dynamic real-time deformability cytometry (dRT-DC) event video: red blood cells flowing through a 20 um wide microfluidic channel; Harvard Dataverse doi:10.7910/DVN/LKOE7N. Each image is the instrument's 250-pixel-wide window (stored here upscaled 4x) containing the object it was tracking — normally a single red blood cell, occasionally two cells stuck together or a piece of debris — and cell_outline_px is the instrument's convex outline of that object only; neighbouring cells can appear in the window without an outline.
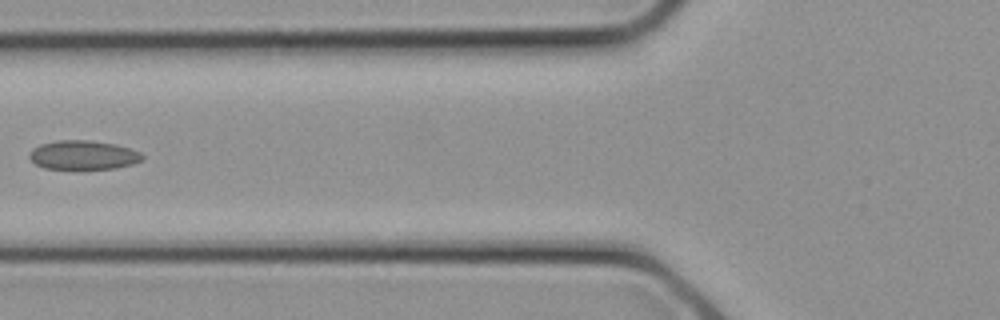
{"species": "common noctule bat (a hibernating species)", "species_latin": "Nyctalus noctula", "temperature_condition": "cold", "stored_images_in_passage": 11, "camera_frame_rate_fps": 3000, "um_per_image_px": 0.085, "animal": {"sex": "female", "body_mass_g": 21.9}, "frame": {"image": 1, "passage_image": 7, "time_ms": 2.0, "image_size_px": [1000, 320], "cell_outline_px": [[144, 160], [132, 164], [116, 168], [44, 168], [36, 164], [28, 156], [28, 152], [32, 148], [40, 144], [56, 140], [92, 140], [116, 144], [140, 152], [144, 156]], "centroid_in_image_um": [7.07, 13.16], "position_along_channel_um": 118.7, "area_um2": 19.13}}
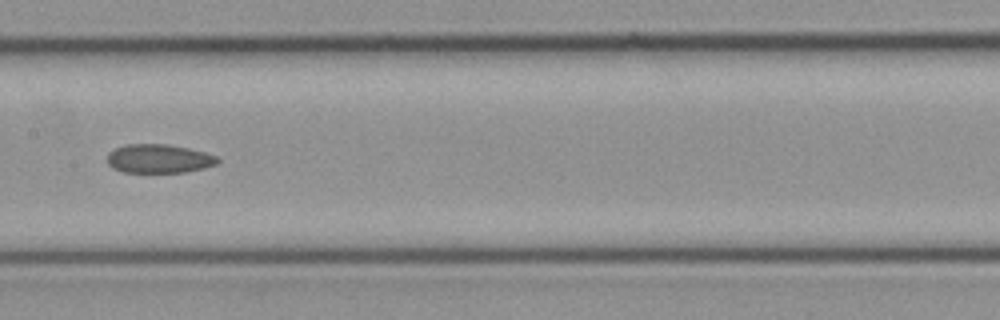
{"frame": {"image": 2, "passage_image": 10, "time_ms": 3.0, "image_size_px": [1000, 320], "cell_outline_px": [[220, 160], [216, 164], [204, 168], [184, 172], [124, 172], [112, 168], [108, 164], [108, 152], [116, 148], [128, 144], [168, 144], [188, 148], [204, 152], [216, 156]], "centroid_in_image_um": [13.5, 13.48], "position_along_channel_um": 193.9, "area_um2": 18.44}}